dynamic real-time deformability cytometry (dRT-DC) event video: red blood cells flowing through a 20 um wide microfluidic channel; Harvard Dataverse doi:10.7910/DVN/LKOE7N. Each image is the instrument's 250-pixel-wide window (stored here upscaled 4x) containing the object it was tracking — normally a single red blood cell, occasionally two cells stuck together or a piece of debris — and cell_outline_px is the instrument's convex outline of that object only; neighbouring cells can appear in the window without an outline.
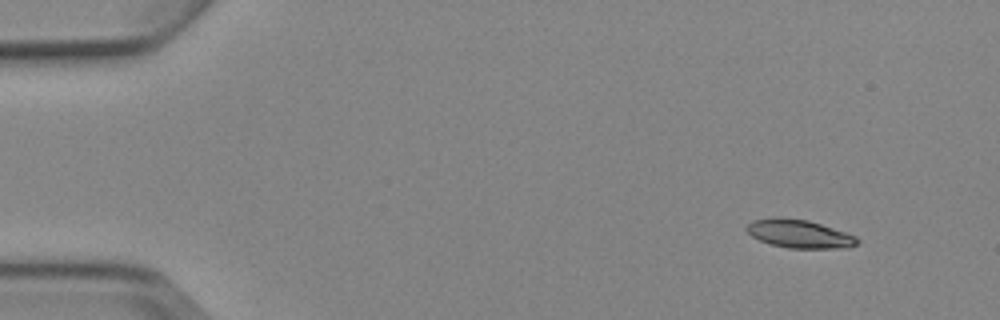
{"species": "Egyptian fruit bat (a non-hibernating species)", "species_latin": "Rousettus aegyptiacus", "temperature_condition": "cold", "stored_images_in_passage": 4, "camera_frame_rate_fps": 3000, "um_per_image_px": 0.085, "animal": {"sex": "female"}, "frame": {"image": 1, "passage_image": 1, "time_ms": 0.0, "image_size_px": [1000, 320], "cell_outline_px": [[860, 240], [856, 244], [848, 248], [788, 248], [772, 244], [760, 240], [752, 236], [744, 228], [752, 220], [776, 216], [808, 220], [856, 236]], "centroid_in_image_um": [67.92, 19.86], "position_along_channel_um": 17.1, "area_um2": 18.21}}
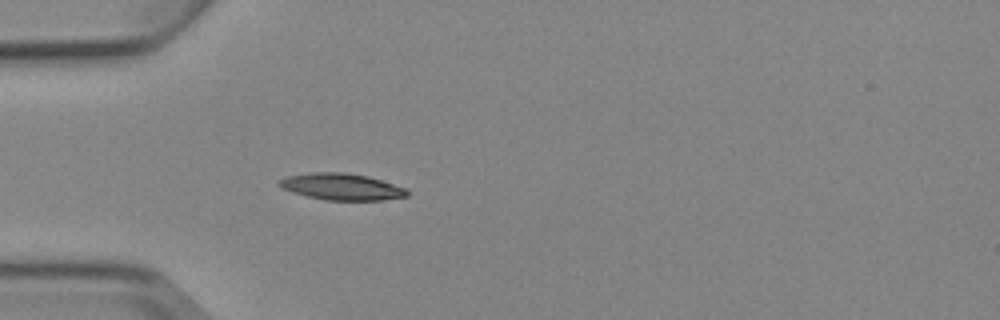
{"frame": {"image": 2, "passage_image": 4, "time_ms": 3.667, "image_size_px": [1000, 320], "cell_outline_px": [[408, 196], [380, 200], [324, 200], [292, 192], [280, 188], [276, 184], [280, 180], [288, 176], [312, 172], [344, 172], [368, 176], [404, 188], [408, 192]], "centroid_in_image_um": [28.98, 15.87], "position_along_channel_um": 56.0, "area_um2": 19.65}}